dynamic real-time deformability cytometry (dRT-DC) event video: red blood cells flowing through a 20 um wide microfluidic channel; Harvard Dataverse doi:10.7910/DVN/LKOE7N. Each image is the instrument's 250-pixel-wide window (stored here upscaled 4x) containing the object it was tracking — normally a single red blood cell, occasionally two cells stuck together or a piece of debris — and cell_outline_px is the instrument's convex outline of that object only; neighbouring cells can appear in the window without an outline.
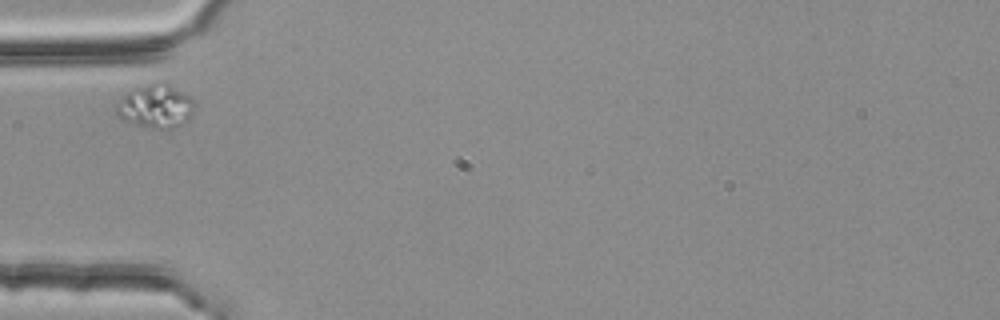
{"species": "common noctule bat (a hibernating species)", "species_latin": "Nyctalus noctula", "temperature_condition": "room temperature", "stored_images_in_passage": 1, "camera_frame_rate_fps": 3000, "um_per_image_px": 0.085, "animal": {"sex": "female", "body_mass_g": 25.1}, "frame": {"image": 1, "passage_image": 1, "time_ms": 0.0, "image_size_px": [1000, 320], "cell_outline_px": [[196, 104], [192, 116], [188, 120], [172, 128], [152, 128], [136, 124], [124, 120], [116, 116], [116, 104], [128, 92], [136, 88], [160, 80], [164, 80], [188, 96]], "centroid_in_image_um": [13.25, 9.01], "position_along_channel_um": 71.8, "area_um2": 19.77}}